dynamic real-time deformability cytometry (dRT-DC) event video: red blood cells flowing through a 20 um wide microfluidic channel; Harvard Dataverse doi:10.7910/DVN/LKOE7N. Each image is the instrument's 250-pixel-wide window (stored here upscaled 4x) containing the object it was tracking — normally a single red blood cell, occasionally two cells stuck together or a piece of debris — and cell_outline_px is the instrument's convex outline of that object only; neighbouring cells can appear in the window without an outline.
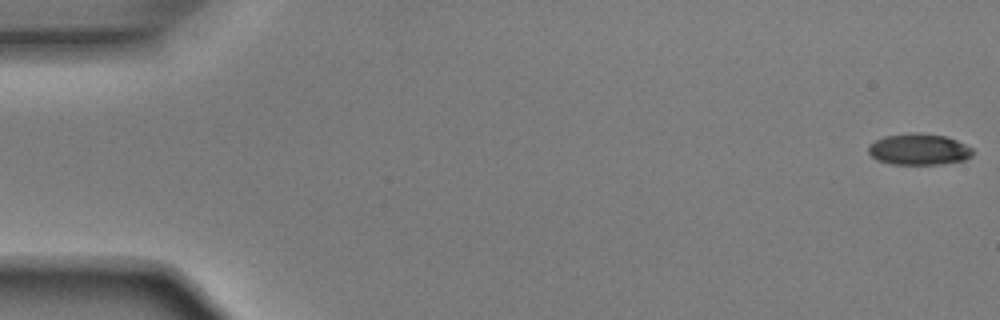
{"species": "Egyptian fruit bat (a non-hibernating species)", "species_latin": "Rousettus aegyptiacus", "temperature_condition": "room temperature", "stored_images_in_passage": 52, "camera_frame_rate_fps": 3000, "um_per_image_px": 0.085, "animal": {"sex": "male"}, "frame": {"image": 1, "passage_image": 1, "time_ms": 0.0, "image_size_px": [1000, 320], "cell_outline_px": [[972, 156], [964, 160], [944, 164], [892, 164], [876, 160], [868, 152], [868, 144], [884, 136], [912, 132], [920, 132], [948, 136], [972, 148]], "centroid_in_image_um": [78.09, 12.68], "position_along_channel_um": 6.9, "area_um2": 19.25}}
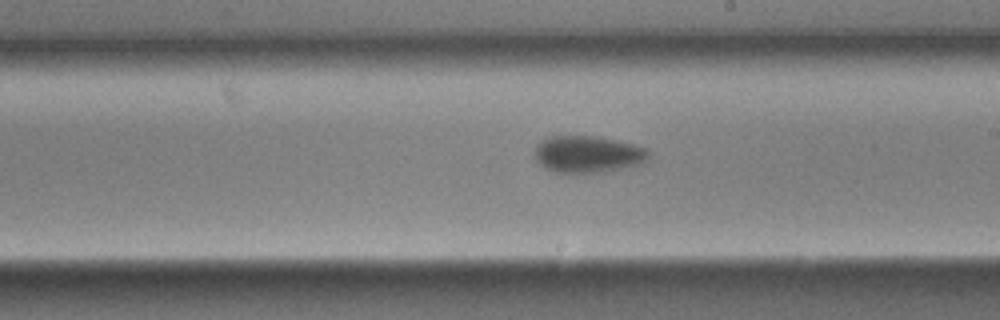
{"frame": {"image": 2, "passage_image": 30, "time_ms": 9.667, "image_size_px": [1000, 320], "cell_outline_px": [[648, 160], [640, 164], [604, 172], [552, 172], [544, 168], [536, 160], [536, 148], [544, 140], [552, 136], [592, 136], [636, 144], [648, 148]], "centroid_in_image_um": [50.01, 13.12], "position_along_channel_um": 239.0, "area_um2": 24.22}}
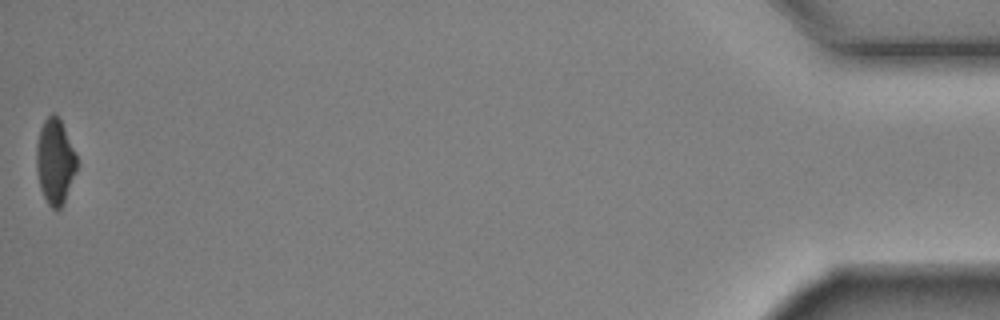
{"frame": {"image": 3, "passage_image": 52, "time_ms": 17.0, "image_size_px": [1000, 320], "cell_outline_px": [[76, 168], [64, 200], [60, 208], [56, 212], [48, 204], [40, 188], [36, 168], [36, 144], [40, 128], [44, 120], [52, 112], [60, 116], [76, 156]], "centroid_in_image_um": [4.64, 13.67], "position_along_channel_um": 430.6, "area_um2": 19.88}, "authors_computed_cell_mechanics": {"area_um2": 22.4553, "velocity_mm_per_s": 3.9203, "shape_relaxation_time_tau1_ms": 4.3902, "shape_relaxation_time_tau2_ms": 2.4064, "deformation_change_tau1": 0.1672, "deformation_change_tau2": 0.0541}}